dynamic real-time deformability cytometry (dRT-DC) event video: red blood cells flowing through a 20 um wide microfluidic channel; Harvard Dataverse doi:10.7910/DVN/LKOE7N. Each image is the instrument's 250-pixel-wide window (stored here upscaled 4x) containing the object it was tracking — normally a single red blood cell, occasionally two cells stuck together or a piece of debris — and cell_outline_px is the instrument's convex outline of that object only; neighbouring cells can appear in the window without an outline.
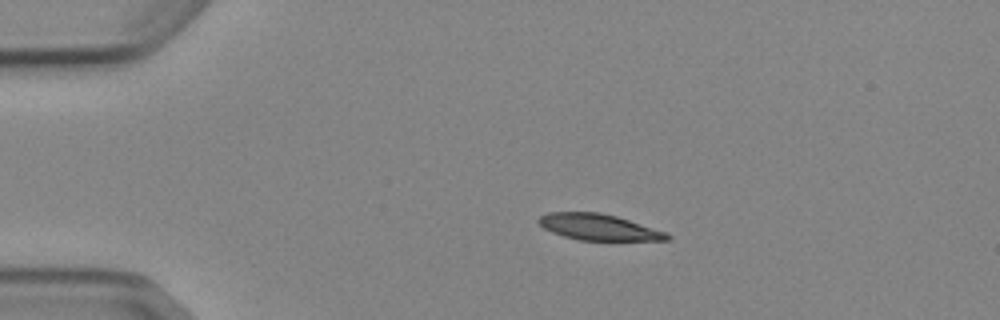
{"species": "Egyptian fruit bat (a non-hibernating species)", "species_latin": "Rousettus aegyptiacus", "temperature_condition": "cold", "stored_images_in_passage": 4, "camera_frame_rate_fps": 3000, "um_per_image_px": 0.085, "animal": {"sex": "female"}, "frame": {"image": 1, "passage_image": 2, "time_ms": 1.0, "image_size_px": [1000, 320], "cell_outline_px": [[672, 236], [668, 240], [580, 240], [564, 236], [552, 232], [544, 228], [536, 220], [540, 216], [548, 212], [600, 212], [616, 216], [664, 232]], "centroid_in_image_um": [50.83, 19.3], "position_along_channel_um": 34.2, "area_um2": 19.25}}
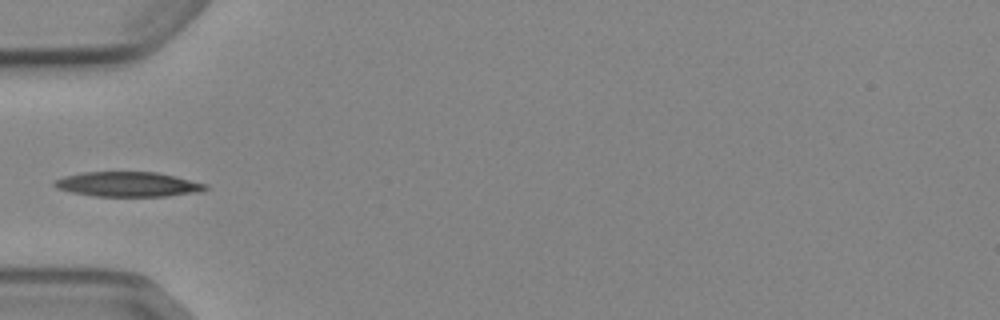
{"frame": {"image": 2, "passage_image": 4, "time_ms": 3.333, "image_size_px": [1000, 320], "cell_outline_px": [[208, 188], [200, 192], [168, 196], [96, 196], [72, 192], [56, 188], [52, 184], [56, 180], [64, 176], [80, 172], [156, 172], [176, 176], [208, 184]], "centroid_in_image_um": [10.9, 15.66], "position_along_channel_um": 74.1, "area_um2": 21.91}}